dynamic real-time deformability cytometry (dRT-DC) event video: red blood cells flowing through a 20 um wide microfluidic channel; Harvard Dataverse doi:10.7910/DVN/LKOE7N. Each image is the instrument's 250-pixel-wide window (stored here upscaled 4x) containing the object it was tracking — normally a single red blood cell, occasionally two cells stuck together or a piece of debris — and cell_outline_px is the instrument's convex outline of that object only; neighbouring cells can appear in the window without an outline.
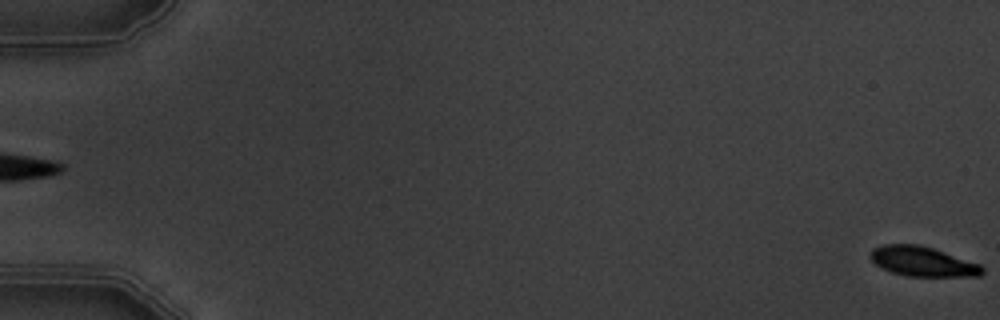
{"species": "common noctule bat (a hibernating species)", "species_latin": "Nyctalus noctula", "temperature_condition": "warm", "stored_images_in_passage": 6, "segment_of_instrument_passage": [2, 2], "camera_frame_rate_fps": 3000, "um_per_image_px": 0.085, "animal": {"sex": "male", "body_mass_g": 19.5, "forearm_length_mm": 54.6}, "frame": {"image": 1, "passage_image": 6, "time_ms": 7.0, "image_size_px": [1000, 320], "cell_outline_px": [[984, 272], [980, 276], [908, 276], [892, 272], [876, 264], [868, 256], [872, 248], [884, 244], [920, 244], [980, 264], [984, 268]], "centroid_in_image_um": [78.41, 22.22], "position_along_channel_um": 6.6, "area_um2": 19.31}}